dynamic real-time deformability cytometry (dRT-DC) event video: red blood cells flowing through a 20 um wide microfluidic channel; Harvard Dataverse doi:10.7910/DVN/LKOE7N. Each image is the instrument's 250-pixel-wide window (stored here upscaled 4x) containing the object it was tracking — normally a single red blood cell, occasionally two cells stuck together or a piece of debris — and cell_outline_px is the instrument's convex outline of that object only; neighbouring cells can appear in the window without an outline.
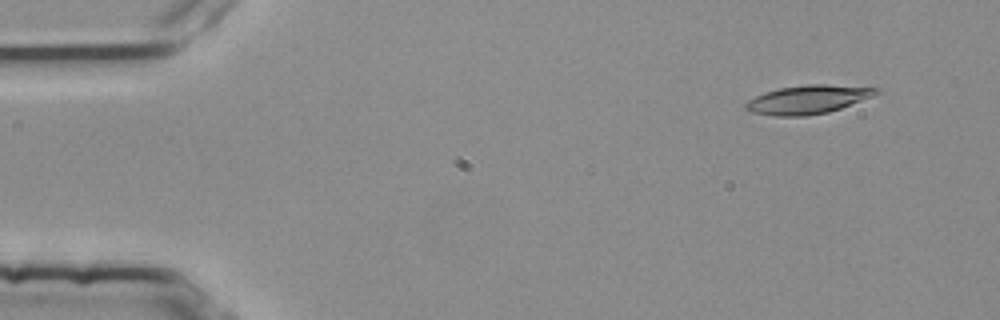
{"species": "common noctule bat (a hibernating species)", "species_latin": "Nyctalus noctula", "temperature_condition": "room temperature", "stored_images_in_passage": 3, "segment_of_instrument_passage": [2, 2], "camera_frame_rate_fps": 3000, "um_per_image_px": 0.085, "animal": {"sex": "female", "body_mass_g": 25.1}, "frame": {"image": 1, "passage_image": 3, "time_ms": 0.667, "image_size_px": [1000, 320], "cell_outline_px": [[884, 92], [840, 108], [828, 112], [804, 116], [776, 116], [752, 112], [744, 108], [744, 104], [748, 100], [764, 92], [780, 88], [804, 84], [824, 84], [880, 88]], "centroid_in_image_um": [68.69, 8.45], "position_along_channel_um": 16.3, "area_um2": 21.79}}